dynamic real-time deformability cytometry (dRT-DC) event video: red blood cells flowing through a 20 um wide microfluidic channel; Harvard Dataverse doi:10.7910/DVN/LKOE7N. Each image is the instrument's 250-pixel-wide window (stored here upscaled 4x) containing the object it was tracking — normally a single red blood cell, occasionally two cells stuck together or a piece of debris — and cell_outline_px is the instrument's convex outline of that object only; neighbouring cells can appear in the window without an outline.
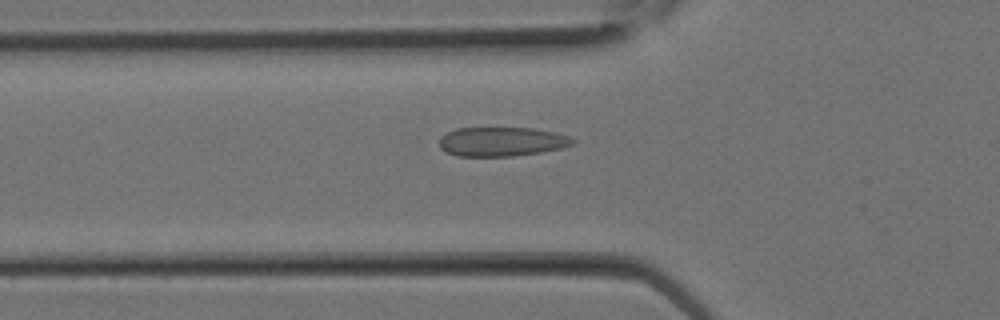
{"species": "Egyptian fruit bat (a non-hibernating species)", "species_latin": "Rousettus aegyptiacus", "temperature_condition": "room temperature", "stored_images_in_passage": 12, "camera_frame_rate_fps": 3000, "um_per_image_px": 0.085, "animal": {"sex": "female"}, "frame": {"image": 1, "passage_image": 5, "time_ms": 1.333, "image_size_px": [1000, 320], "cell_outline_px": [[576, 140], [572, 144], [560, 148], [540, 152], [512, 156], [456, 156], [444, 152], [440, 148], [440, 136], [456, 128], [532, 128], [556, 132], [568, 136]], "centroid_in_image_um": [42.61, 12.04], "position_along_channel_um": 83.2, "area_um2": 22.72}}
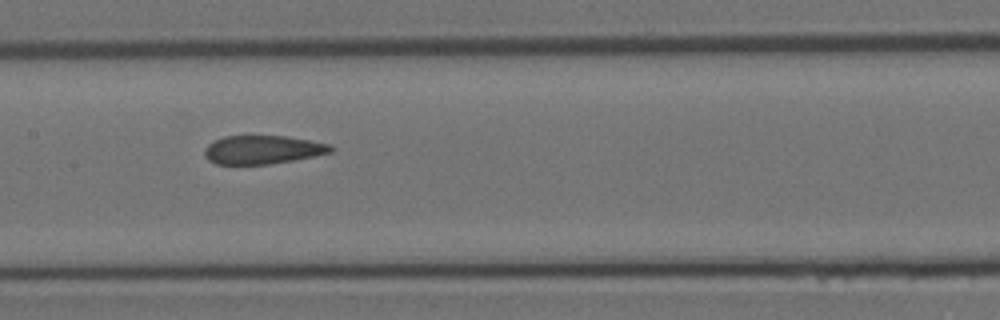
{"frame": {"image": 2, "passage_image": 9, "time_ms": 2.667, "image_size_px": [1000, 320], "cell_outline_px": [[336, 148], [332, 152], [292, 160], [268, 164], [216, 164], [208, 160], [204, 156], [204, 148], [208, 144], [224, 136], [288, 136], [332, 144]], "centroid_in_image_um": [22.34, 12.72], "position_along_channel_um": 185.1, "area_um2": 21.04}}
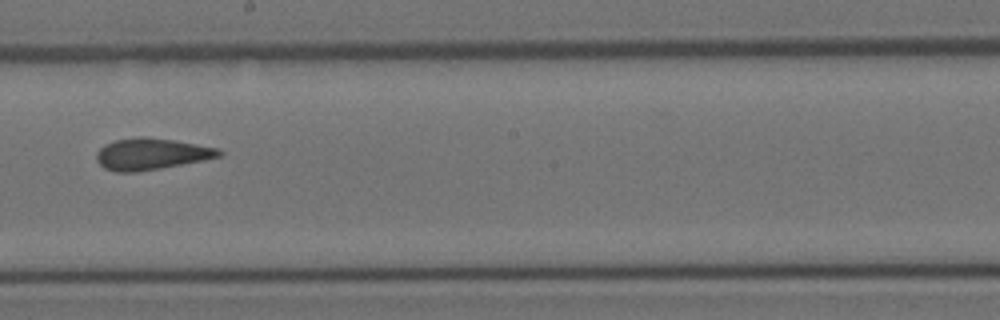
{"frame": {"image": 3, "passage_image": 11, "time_ms": 3.333, "image_size_px": [1000, 320], "cell_outline_px": [[224, 152], [220, 156], [160, 168], [136, 172], [116, 172], [104, 168], [96, 160], [96, 152], [104, 144], [116, 140], [140, 136], [144, 136], [176, 140], [216, 148]], "centroid_in_image_um": [12.8, 13.08], "position_along_channel_um": 235.4, "area_um2": 22.31}}